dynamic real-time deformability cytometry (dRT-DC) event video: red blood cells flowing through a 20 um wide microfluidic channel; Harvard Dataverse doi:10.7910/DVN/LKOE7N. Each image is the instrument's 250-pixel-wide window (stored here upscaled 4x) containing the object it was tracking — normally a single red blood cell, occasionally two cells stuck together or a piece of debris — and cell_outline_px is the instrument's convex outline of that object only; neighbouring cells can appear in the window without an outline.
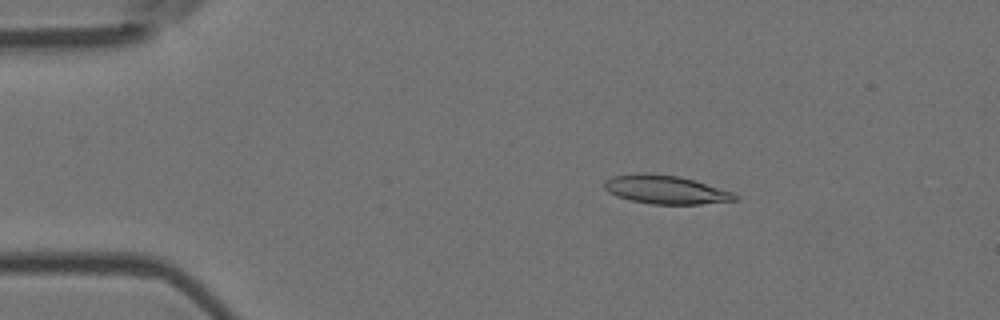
{"species": "Egyptian fruit bat (a non-hibernating species)", "species_latin": "Rousettus aegyptiacus", "temperature_condition": "room temperature", "stored_images_in_passage": 6, "camera_frame_rate_fps": 3000, "um_per_image_px": 0.085, "animal": {"sex": "female"}, "frame": {"image": 1, "passage_image": 3, "time_ms": 0.667, "image_size_px": [1000, 320], "cell_outline_px": [[740, 200], [700, 204], [652, 204], [632, 200], [616, 196], [608, 192], [604, 188], [604, 180], [612, 176], [640, 172], [648, 172], [680, 176], [732, 192], [740, 196]], "centroid_in_image_um": [56.56, 16.11], "position_along_channel_um": 28.4, "area_um2": 21.91}}
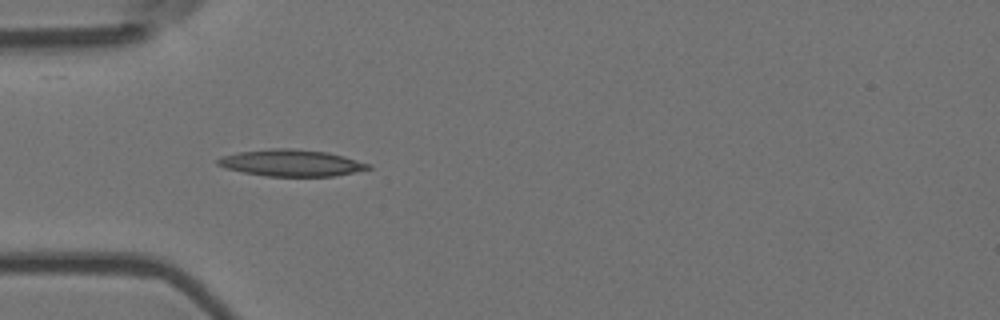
{"frame": {"image": 2, "passage_image": 5, "time_ms": 1.333, "image_size_px": [1000, 320], "cell_outline_px": [[372, 168], [332, 176], [264, 176], [224, 168], [216, 164], [216, 160], [220, 156], [240, 152], [272, 148], [292, 148], [324, 152], [344, 156], [368, 164]], "centroid_in_image_um": [24.68, 13.85], "position_along_channel_um": 60.3, "area_um2": 23.12}}
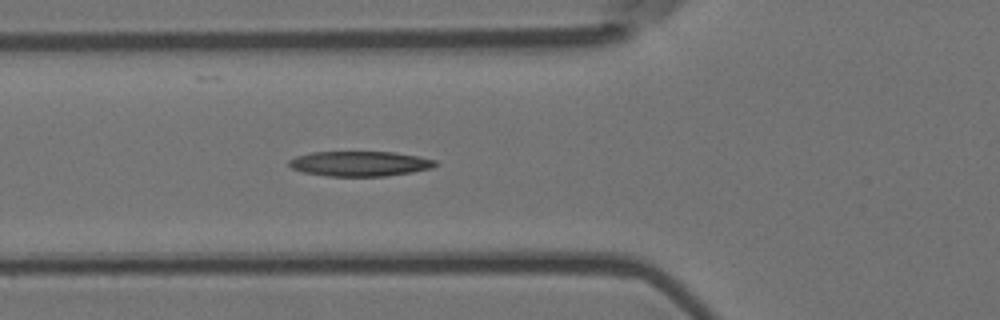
{"frame": {"image": 3, "passage_image": 6, "time_ms": 1.667, "image_size_px": [1000, 320], "cell_outline_px": [[440, 164], [432, 168], [412, 172], [384, 176], [328, 176], [304, 172], [292, 168], [288, 164], [288, 160], [296, 156], [312, 152], [392, 152], [416, 156], [436, 160]], "centroid_in_image_um": [30.6, 13.91], "position_along_channel_um": 95.2, "area_um2": 21.27}}